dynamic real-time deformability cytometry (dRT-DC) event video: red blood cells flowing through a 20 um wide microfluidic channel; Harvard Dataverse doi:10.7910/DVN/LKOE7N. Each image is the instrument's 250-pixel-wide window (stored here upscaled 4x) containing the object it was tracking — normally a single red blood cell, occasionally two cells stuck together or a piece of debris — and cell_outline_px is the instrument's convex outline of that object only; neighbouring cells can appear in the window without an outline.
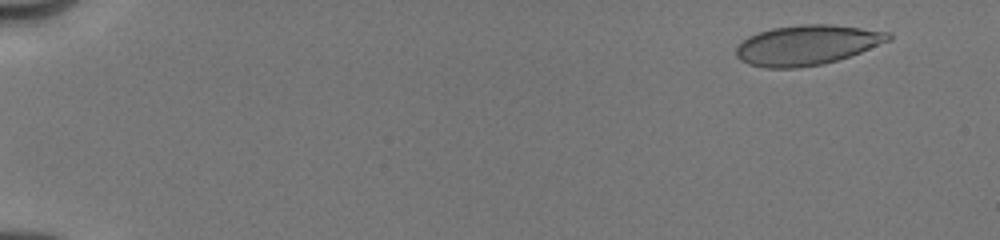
{"species": "human", "species_latin": "Homo sapiens", "temperature_condition": "cold", "stored_images_in_passage": 58, "camera_frame_rate_fps": 3000, "um_per_image_px": 0.085, "donor": {"sex": "male"}, "frame": {"image": 1, "passage_image": 3, "time_ms": 1.0, "image_size_px": [1000, 240], "cell_outline_px": [[892, 40], [860, 52], [824, 64], [796, 68], [764, 68], [748, 64], [740, 60], [736, 56], [736, 48], [748, 36], [772, 28], [800, 24], [828, 24], [892, 32]], "centroid_in_image_um": [68.6, 3.83], "position_along_channel_um": 16.4, "area_um2": 35.43}}
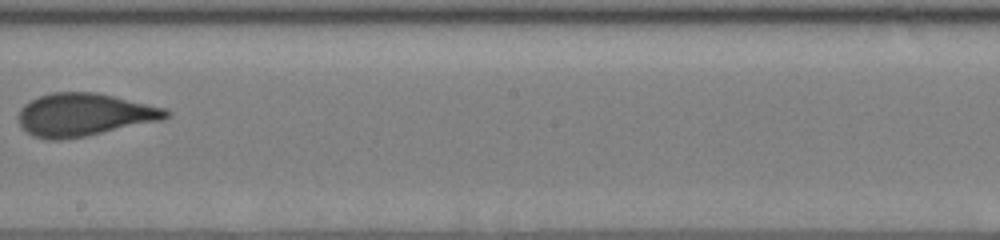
{"frame": {"image": 2, "passage_image": 27, "time_ms": 10.333, "image_size_px": [1000, 240], "cell_outline_px": [[172, 112], [168, 116], [160, 120], [84, 136], [60, 140], [48, 140], [32, 136], [20, 124], [16, 116], [20, 108], [24, 104], [40, 96], [52, 92], [96, 92], [164, 108]], "centroid_in_image_um": [7.09, 9.75], "position_along_channel_um": 241.1, "area_um2": 36.41}}
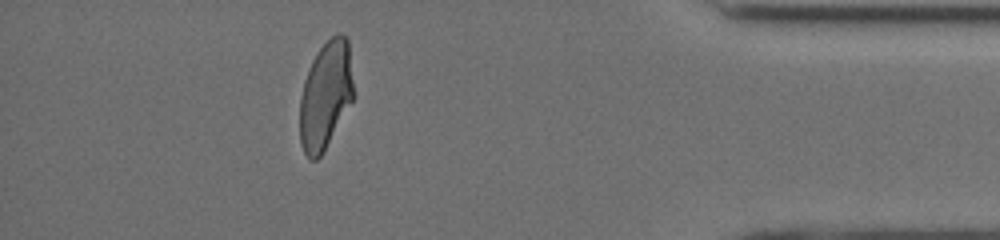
{"frame": {"image": 3, "passage_image": 51, "time_ms": 15.333, "image_size_px": [1000, 240], "cell_outline_px": [[352, 100], [324, 152], [316, 160], [308, 160], [300, 144], [300, 96], [304, 80], [312, 60], [316, 52], [336, 32], [340, 32], [348, 40], [352, 80]], "centroid_in_image_um": [27.64, 8.12], "position_along_channel_um": 407.6, "area_um2": 33.52}, "authors_computed_cell_mechanics": {"area_um2": 35.547, "velocity_mm_per_s": 4.0311, "shape_relaxation_time_tau1_ms": 4.2228, "shape_relaxation_time_tau2_ms": 0.8002, "deformation_change_tau1": 0.1483, "deformation_change_tau2": 0.0387}}